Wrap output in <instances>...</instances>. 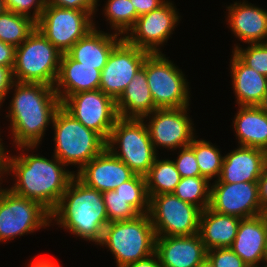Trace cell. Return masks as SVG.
Instances as JSON below:
<instances>
[{
  "mask_svg": "<svg viewBox=\"0 0 267 267\" xmlns=\"http://www.w3.org/2000/svg\"><path fill=\"white\" fill-rule=\"evenodd\" d=\"M156 235L149 214L126 221L109 222L99 245L109 248L116 266H129L155 253Z\"/></svg>",
  "mask_w": 267,
  "mask_h": 267,
  "instance_id": "4",
  "label": "cell"
},
{
  "mask_svg": "<svg viewBox=\"0 0 267 267\" xmlns=\"http://www.w3.org/2000/svg\"><path fill=\"white\" fill-rule=\"evenodd\" d=\"M61 106L105 141L108 140L111 129L119 118L116 101L100 89L70 95Z\"/></svg>",
  "mask_w": 267,
  "mask_h": 267,
  "instance_id": "12",
  "label": "cell"
},
{
  "mask_svg": "<svg viewBox=\"0 0 267 267\" xmlns=\"http://www.w3.org/2000/svg\"><path fill=\"white\" fill-rule=\"evenodd\" d=\"M119 195L138 213L149 212L150 198L147 192L145 176L136 174L132 179L115 188Z\"/></svg>",
  "mask_w": 267,
  "mask_h": 267,
  "instance_id": "33",
  "label": "cell"
},
{
  "mask_svg": "<svg viewBox=\"0 0 267 267\" xmlns=\"http://www.w3.org/2000/svg\"><path fill=\"white\" fill-rule=\"evenodd\" d=\"M1 134V133H0ZM1 137V136H0ZM0 138V181H2V176L5 174V166H6V154L8 153Z\"/></svg>",
  "mask_w": 267,
  "mask_h": 267,
  "instance_id": "46",
  "label": "cell"
},
{
  "mask_svg": "<svg viewBox=\"0 0 267 267\" xmlns=\"http://www.w3.org/2000/svg\"><path fill=\"white\" fill-rule=\"evenodd\" d=\"M198 267H214L212 262L206 257Z\"/></svg>",
  "mask_w": 267,
  "mask_h": 267,
  "instance_id": "48",
  "label": "cell"
},
{
  "mask_svg": "<svg viewBox=\"0 0 267 267\" xmlns=\"http://www.w3.org/2000/svg\"><path fill=\"white\" fill-rule=\"evenodd\" d=\"M102 194L109 222L126 221L139 215L115 190Z\"/></svg>",
  "mask_w": 267,
  "mask_h": 267,
  "instance_id": "35",
  "label": "cell"
},
{
  "mask_svg": "<svg viewBox=\"0 0 267 267\" xmlns=\"http://www.w3.org/2000/svg\"><path fill=\"white\" fill-rule=\"evenodd\" d=\"M99 0H45V5L96 13Z\"/></svg>",
  "mask_w": 267,
  "mask_h": 267,
  "instance_id": "39",
  "label": "cell"
},
{
  "mask_svg": "<svg viewBox=\"0 0 267 267\" xmlns=\"http://www.w3.org/2000/svg\"><path fill=\"white\" fill-rule=\"evenodd\" d=\"M14 82L13 70L9 67L0 66V106L5 101Z\"/></svg>",
  "mask_w": 267,
  "mask_h": 267,
  "instance_id": "40",
  "label": "cell"
},
{
  "mask_svg": "<svg viewBox=\"0 0 267 267\" xmlns=\"http://www.w3.org/2000/svg\"><path fill=\"white\" fill-rule=\"evenodd\" d=\"M146 122L145 119L119 117L106 141V148L113 155L135 174L143 176L149 172L158 154L152 145Z\"/></svg>",
  "mask_w": 267,
  "mask_h": 267,
  "instance_id": "6",
  "label": "cell"
},
{
  "mask_svg": "<svg viewBox=\"0 0 267 267\" xmlns=\"http://www.w3.org/2000/svg\"><path fill=\"white\" fill-rule=\"evenodd\" d=\"M62 53L36 28L16 47L14 81L42 83L54 87Z\"/></svg>",
  "mask_w": 267,
  "mask_h": 267,
  "instance_id": "7",
  "label": "cell"
},
{
  "mask_svg": "<svg viewBox=\"0 0 267 267\" xmlns=\"http://www.w3.org/2000/svg\"><path fill=\"white\" fill-rule=\"evenodd\" d=\"M123 39L119 34L105 33L95 27L85 37L79 39L66 53L84 66H97L101 70L113 48Z\"/></svg>",
  "mask_w": 267,
  "mask_h": 267,
  "instance_id": "23",
  "label": "cell"
},
{
  "mask_svg": "<svg viewBox=\"0 0 267 267\" xmlns=\"http://www.w3.org/2000/svg\"><path fill=\"white\" fill-rule=\"evenodd\" d=\"M52 126L53 155L66 166L77 165V171L106 148V141L98 133L85 127L62 106L56 111Z\"/></svg>",
  "mask_w": 267,
  "mask_h": 267,
  "instance_id": "5",
  "label": "cell"
},
{
  "mask_svg": "<svg viewBox=\"0 0 267 267\" xmlns=\"http://www.w3.org/2000/svg\"><path fill=\"white\" fill-rule=\"evenodd\" d=\"M266 162V151L239 145L237 149L224 155L220 175L214 182H258Z\"/></svg>",
  "mask_w": 267,
  "mask_h": 267,
  "instance_id": "19",
  "label": "cell"
},
{
  "mask_svg": "<svg viewBox=\"0 0 267 267\" xmlns=\"http://www.w3.org/2000/svg\"><path fill=\"white\" fill-rule=\"evenodd\" d=\"M116 108L119 117L136 119H143L157 109L143 68L137 72L116 101Z\"/></svg>",
  "mask_w": 267,
  "mask_h": 267,
  "instance_id": "26",
  "label": "cell"
},
{
  "mask_svg": "<svg viewBox=\"0 0 267 267\" xmlns=\"http://www.w3.org/2000/svg\"><path fill=\"white\" fill-rule=\"evenodd\" d=\"M202 210L173 193L150 197L149 217L156 236H190L199 233Z\"/></svg>",
  "mask_w": 267,
  "mask_h": 267,
  "instance_id": "10",
  "label": "cell"
},
{
  "mask_svg": "<svg viewBox=\"0 0 267 267\" xmlns=\"http://www.w3.org/2000/svg\"><path fill=\"white\" fill-rule=\"evenodd\" d=\"M169 0L159 8L141 15L123 38L131 45L150 54L162 53L159 46L167 43L178 25L179 13Z\"/></svg>",
  "mask_w": 267,
  "mask_h": 267,
  "instance_id": "14",
  "label": "cell"
},
{
  "mask_svg": "<svg viewBox=\"0 0 267 267\" xmlns=\"http://www.w3.org/2000/svg\"><path fill=\"white\" fill-rule=\"evenodd\" d=\"M10 102V129L16 146H39L47 126L61 106L54 87L42 83L15 81Z\"/></svg>",
  "mask_w": 267,
  "mask_h": 267,
  "instance_id": "2",
  "label": "cell"
},
{
  "mask_svg": "<svg viewBox=\"0 0 267 267\" xmlns=\"http://www.w3.org/2000/svg\"><path fill=\"white\" fill-rule=\"evenodd\" d=\"M258 106L267 115V92L264 95L262 102Z\"/></svg>",
  "mask_w": 267,
  "mask_h": 267,
  "instance_id": "47",
  "label": "cell"
},
{
  "mask_svg": "<svg viewBox=\"0 0 267 267\" xmlns=\"http://www.w3.org/2000/svg\"><path fill=\"white\" fill-rule=\"evenodd\" d=\"M149 54L123 38L113 48L101 71L99 89L117 101L137 72L142 69Z\"/></svg>",
  "mask_w": 267,
  "mask_h": 267,
  "instance_id": "13",
  "label": "cell"
},
{
  "mask_svg": "<svg viewBox=\"0 0 267 267\" xmlns=\"http://www.w3.org/2000/svg\"><path fill=\"white\" fill-rule=\"evenodd\" d=\"M209 208L241 219L266 213L259 200L258 182L212 183Z\"/></svg>",
  "mask_w": 267,
  "mask_h": 267,
  "instance_id": "16",
  "label": "cell"
},
{
  "mask_svg": "<svg viewBox=\"0 0 267 267\" xmlns=\"http://www.w3.org/2000/svg\"><path fill=\"white\" fill-rule=\"evenodd\" d=\"M4 4L6 10L24 15L37 22L44 10L45 0H4Z\"/></svg>",
  "mask_w": 267,
  "mask_h": 267,
  "instance_id": "36",
  "label": "cell"
},
{
  "mask_svg": "<svg viewBox=\"0 0 267 267\" xmlns=\"http://www.w3.org/2000/svg\"><path fill=\"white\" fill-rule=\"evenodd\" d=\"M241 218L223 215L207 207L201 212L199 235L206 250L230 247L236 238Z\"/></svg>",
  "mask_w": 267,
  "mask_h": 267,
  "instance_id": "25",
  "label": "cell"
},
{
  "mask_svg": "<svg viewBox=\"0 0 267 267\" xmlns=\"http://www.w3.org/2000/svg\"><path fill=\"white\" fill-rule=\"evenodd\" d=\"M189 106L183 108L156 109L143 119H148L147 127L153 147L168 150L184 148L191 144L194 136V124L187 115ZM192 122V123H191Z\"/></svg>",
  "mask_w": 267,
  "mask_h": 267,
  "instance_id": "15",
  "label": "cell"
},
{
  "mask_svg": "<svg viewBox=\"0 0 267 267\" xmlns=\"http://www.w3.org/2000/svg\"><path fill=\"white\" fill-rule=\"evenodd\" d=\"M227 22L232 33L244 43H267V11L248 1L227 7Z\"/></svg>",
  "mask_w": 267,
  "mask_h": 267,
  "instance_id": "21",
  "label": "cell"
},
{
  "mask_svg": "<svg viewBox=\"0 0 267 267\" xmlns=\"http://www.w3.org/2000/svg\"><path fill=\"white\" fill-rule=\"evenodd\" d=\"M264 263H266V265L264 266H267V239H266V249H265V255H264Z\"/></svg>",
  "mask_w": 267,
  "mask_h": 267,
  "instance_id": "50",
  "label": "cell"
},
{
  "mask_svg": "<svg viewBox=\"0 0 267 267\" xmlns=\"http://www.w3.org/2000/svg\"><path fill=\"white\" fill-rule=\"evenodd\" d=\"M135 175L107 148L75 173V176L86 186L101 193L115 190L116 187L132 179Z\"/></svg>",
  "mask_w": 267,
  "mask_h": 267,
  "instance_id": "17",
  "label": "cell"
},
{
  "mask_svg": "<svg viewBox=\"0 0 267 267\" xmlns=\"http://www.w3.org/2000/svg\"><path fill=\"white\" fill-rule=\"evenodd\" d=\"M128 267H161V266L159 264L157 254L154 253L145 259L131 263Z\"/></svg>",
  "mask_w": 267,
  "mask_h": 267,
  "instance_id": "44",
  "label": "cell"
},
{
  "mask_svg": "<svg viewBox=\"0 0 267 267\" xmlns=\"http://www.w3.org/2000/svg\"><path fill=\"white\" fill-rule=\"evenodd\" d=\"M247 48L235 46L232 51L245 65L267 77V43L248 44Z\"/></svg>",
  "mask_w": 267,
  "mask_h": 267,
  "instance_id": "34",
  "label": "cell"
},
{
  "mask_svg": "<svg viewBox=\"0 0 267 267\" xmlns=\"http://www.w3.org/2000/svg\"><path fill=\"white\" fill-rule=\"evenodd\" d=\"M134 6L137 18L141 15L147 14L160 6H162L167 0H130Z\"/></svg>",
  "mask_w": 267,
  "mask_h": 267,
  "instance_id": "42",
  "label": "cell"
},
{
  "mask_svg": "<svg viewBox=\"0 0 267 267\" xmlns=\"http://www.w3.org/2000/svg\"><path fill=\"white\" fill-rule=\"evenodd\" d=\"M36 29V22L29 17L9 10L0 14V41L20 46Z\"/></svg>",
  "mask_w": 267,
  "mask_h": 267,
  "instance_id": "29",
  "label": "cell"
},
{
  "mask_svg": "<svg viewBox=\"0 0 267 267\" xmlns=\"http://www.w3.org/2000/svg\"><path fill=\"white\" fill-rule=\"evenodd\" d=\"M231 78L238 106H258L267 92V77L245 65L234 53Z\"/></svg>",
  "mask_w": 267,
  "mask_h": 267,
  "instance_id": "24",
  "label": "cell"
},
{
  "mask_svg": "<svg viewBox=\"0 0 267 267\" xmlns=\"http://www.w3.org/2000/svg\"><path fill=\"white\" fill-rule=\"evenodd\" d=\"M259 200L267 212V162L264 165L262 174L258 180Z\"/></svg>",
  "mask_w": 267,
  "mask_h": 267,
  "instance_id": "43",
  "label": "cell"
},
{
  "mask_svg": "<svg viewBox=\"0 0 267 267\" xmlns=\"http://www.w3.org/2000/svg\"><path fill=\"white\" fill-rule=\"evenodd\" d=\"M233 121L238 146L259 148L267 152V115L259 106H238Z\"/></svg>",
  "mask_w": 267,
  "mask_h": 267,
  "instance_id": "27",
  "label": "cell"
},
{
  "mask_svg": "<svg viewBox=\"0 0 267 267\" xmlns=\"http://www.w3.org/2000/svg\"><path fill=\"white\" fill-rule=\"evenodd\" d=\"M51 213L40 203L0 188V242L50 226Z\"/></svg>",
  "mask_w": 267,
  "mask_h": 267,
  "instance_id": "9",
  "label": "cell"
},
{
  "mask_svg": "<svg viewBox=\"0 0 267 267\" xmlns=\"http://www.w3.org/2000/svg\"><path fill=\"white\" fill-rule=\"evenodd\" d=\"M149 198L155 195L173 193L181 176L173 160L156 157L149 172L145 175Z\"/></svg>",
  "mask_w": 267,
  "mask_h": 267,
  "instance_id": "28",
  "label": "cell"
},
{
  "mask_svg": "<svg viewBox=\"0 0 267 267\" xmlns=\"http://www.w3.org/2000/svg\"><path fill=\"white\" fill-rule=\"evenodd\" d=\"M210 185L211 182L205 177H183L173 194L182 201L191 203L203 211L210 205Z\"/></svg>",
  "mask_w": 267,
  "mask_h": 267,
  "instance_id": "30",
  "label": "cell"
},
{
  "mask_svg": "<svg viewBox=\"0 0 267 267\" xmlns=\"http://www.w3.org/2000/svg\"><path fill=\"white\" fill-rule=\"evenodd\" d=\"M267 239V212L241 219L230 248L248 267L263 263Z\"/></svg>",
  "mask_w": 267,
  "mask_h": 267,
  "instance_id": "20",
  "label": "cell"
},
{
  "mask_svg": "<svg viewBox=\"0 0 267 267\" xmlns=\"http://www.w3.org/2000/svg\"><path fill=\"white\" fill-rule=\"evenodd\" d=\"M36 147L17 146L23 151L21 154H6L5 174L12 172L16 178L14 185L9 188L11 192L40 203L51 213L75 176V171L65 169L66 165L54 155L51 160L38 154L24 153Z\"/></svg>",
  "mask_w": 267,
  "mask_h": 267,
  "instance_id": "1",
  "label": "cell"
},
{
  "mask_svg": "<svg viewBox=\"0 0 267 267\" xmlns=\"http://www.w3.org/2000/svg\"><path fill=\"white\" fill-rule=\"evenodd\" d=\"M196 138L193 139L189 147L195 153L201 177H205L209 181L213 178L218 180L224 156H221L220 150L211 142Z\"/></svg>",
  "mask_w": 267,
  "mask_h": 267,
  "instance_id": "31",
  "label": "cell"
},
{
  "mask_svg": "<svg viewBox=\"0 0 267 267\" xmlns=\"http://www.w3.org/2000/svg\"><path fill=\"white\" fill-rule=\"evenodd\" d=\"M101 70L97 66H84L62 53L59 74L54 89L61 103L70 95L99 89Z\"/></svg>",
  "mask_w": 267,
  "mask_h": 267,
  "instance_id": "22",
  "label": "cell"
},
{
  "mask_svg": "<svg viewBox=\"0 0 267 267\" xmlns=\"http://www.w3.org/2000/svg\"><path fill=\"white\" fill-rule=\"evenodd\" d=\"M142 68L157 109L183 108L189 105V86L182 70L162 53L149 54Z\"/></svg>",
  "mask_w": 267,
  "mask_h": 267,
  "instance_id": "8",
  "label": "cell"
},
{
  "mask_svg": "<svg viewBox=\"0 0 267 267\" xmlns=\"http://www.w3.org/2000/svg\"><path fill=\"white\" fill-rule=\"evenodd\" d=\"M52 220L71 234L98 245L109 223L103 194L74 176L51 212Z\"/></svg>",
  "mask_w": 267,
  "mask_h": 267,
  "instance_id": "3",
  "label": "cell"
},
{
  "mask_svg": "<svg viewBox=\"0 0 267 267\" xmlns=\"http://www.w3.org/2000/svg\"><path fill=\"white\" fill-rule=\"evenodd\" d=\"M155 253L161 267H198L207 257L199 233L190 236H156Z\"/></svg>",
  "mask_w": 267,
  "mask_h": 267,
  "instance_id": "18",
  "label": "cell"
},
{
  "mask_svg": "<svg viewBox=\"0 0 267 267\" xmlns=\"http://www.w3.org/2000/svg\"><path fill=\"white\" fill-rule=\"evenodd\" d=\"M104 16L111 29L116 34L127 35L128 31L135 25L137 13L130 0H108L105 4Z\"/></svg>",
  "mask_w": 267,
  "mask_h": 267,
  "instance_id": "32",
  "label": "cell"
},
{
  "mask_svg": "<svg viewBox=\"0 0 267 267\" xmlns=\"http://www.w3.org/2000/svg\"><path fill=\"white\" fill-rule=\"evenodd\" d=\"M6 10L4 0H0V14Z\"/></svg>",
  "mask_w": 267,
  "mask_h": 267,
  "instance_id": "49",
  "label": "cell"
},
{
  "mask_svg": "<svg viewBox=\"0 0 267 267\" xmlns=\"http://www.w3.org/2000/svg\"><path fill=\"white\" fill-rule=\"evenodd\" d=\"M51 259L52 260L47 257L44 258V256L40 259H34L33 261H29V267H60L59 264L53 260V258Z\"/></svg>",
  "mask_w": 267,
  "mask_h": 267,
  "instance_id": "45",
  "label": "cell"
},
{
  "mask_svg": "<svg viewBox=\"0 0 267 267\" xmlns=\"http://www.w3.org/2000/svg\"><path fill=\"white\" fill-rule=\"evenodd\" d=\"M16 47L0 41V66L13 70L15 64Z\"/></svg>",
  "mask_w": 267,
  "mask_h": 267,
  "instance_id": "41",
  "label": "cell"
},
{
  "mask_svg": "<svg viewBox=\"0 0 267 267\" xmlns=\"http://www.w3.org/2000/svg\"><path fill=\"white\" fill-rule=\"evenodd\" d=\"M177 159L173 162L181 178L201 176L194 151L189 147L180 148Z\"/></svg>",
  "mask_w": 267,
  "mask_h": 267,
  "instance_id": "37",
  "label": "cell"
},
{
  "mask_svg": "<svg viewBox=\"0 0 267 267\" xmlns=\"http://www.w3.org/2000/svg\"><path fill=\"white\" fill-rule=\"evenodd\" d=\"M88 11L45 5L36 28L61 53H66L79 39L96 27Z\"/></svg>",
  "mask_w": 267,
  "mask_h": 267,
  "instance_id": "11",
  "label": "cell"
},
{
  "mask_svg": "<svg viewBox=\"0 0 267 267\" xmlns=\"http://www.w3.org/2000/svg\"><path fill=\"white\" fill-rule=\"evenodd\" d=\"M207 258L214 267H248L230 247L208 250Z\"/></svg>",
  "mask_w": 267,
  "mask_h": 267,
  "instance_id": "38",
  "label": "cell"
}]
</instances>
